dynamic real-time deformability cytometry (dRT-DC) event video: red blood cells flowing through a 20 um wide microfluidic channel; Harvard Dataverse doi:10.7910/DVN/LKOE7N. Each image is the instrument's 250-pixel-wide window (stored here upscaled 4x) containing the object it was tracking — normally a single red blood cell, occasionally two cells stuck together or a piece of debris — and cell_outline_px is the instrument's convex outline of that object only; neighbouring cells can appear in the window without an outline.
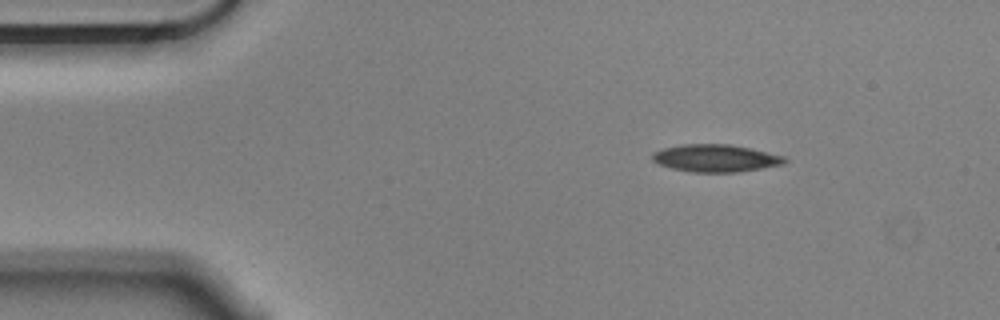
{"species": "Egyptian fruit bat (a non-hibernating species)", "species_latin": "Rousettus aegyptiacus", "temperature_condition": "cold", "stored_images_in_passage": 49, "camera_frame_rate_fps": 3000, "um_per_image_px": 0.085, "animal": {"sex": "male"}, "frame": {"image": 1, "passage_image": 1, "time_ms": 0.0, "image_size_px": [1000, 320], "cell_outline_px": [[788, 160], [784, 164], [736, 172], [692, 172], [672, 168], [660, 164], [652, 160], [652, 152], [664, 148], [684, 144], [732, 144], [752, 148], [784, 156]], "centroid_in_image_um": [60.84, 13.43], "position_along_channel_um": 24.2, "area_um2": 21.1}}
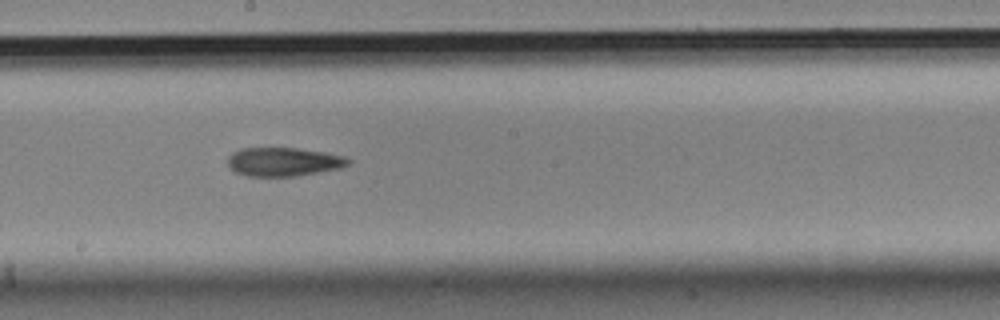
{"frame": {"image": 2, "passage_image": 23, "time_ms": 7.333, "image_size_px": [1000, 320], "cell_outline_px": [[352, 160], [348, 164], [340, 168], [296, 176], [248, 176], [236, 172], [228, 164], [228, 156], [232, 152], [240, 148], [296, 148], [328, 152], [344, 156]], "centroid_in_image_um": [24.12, 13.74], "position_along_channel_um": 224.1, "area_um2": 20.17}}
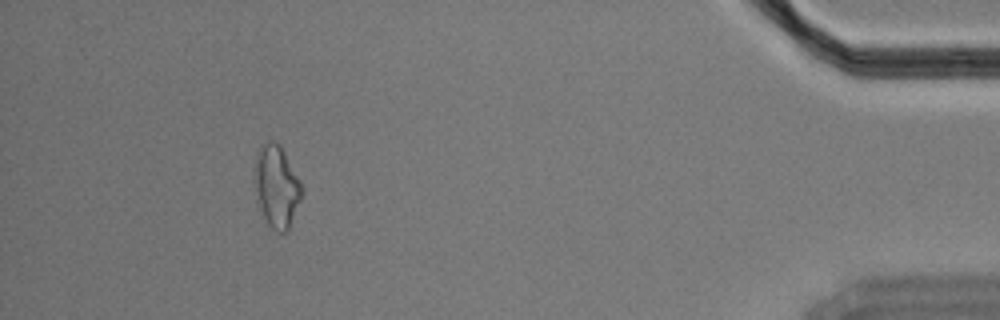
{"frame": {"image": 3, "passage_image": 44, "time_ms": 14.333, "image_size_px": [1000, 320], "cell_outline_px": [[304, 188], [300, 200], [288, 232], [276, 232], [268, 224], [264, 216], [252, 180], [256, 152], [264, 144], [272, 140], [280, 144], [300, 180]], "centroid_in_image_um": [23.51, 15.83], "position_along_channel_um": 411.7, "area_um2": 22.66}, "authors_computed_cell_mechanics": {"area_um2": 20.808, "velocity_mm_per_s": 3.5642, "shape_relaxation_time_tau1_ms": 7.9768, "shape_relaxation_time_tau2_ms": 10.26, "deformation_change_tau1": 0.1624, "deformation_change_tau2": 0.2309}}